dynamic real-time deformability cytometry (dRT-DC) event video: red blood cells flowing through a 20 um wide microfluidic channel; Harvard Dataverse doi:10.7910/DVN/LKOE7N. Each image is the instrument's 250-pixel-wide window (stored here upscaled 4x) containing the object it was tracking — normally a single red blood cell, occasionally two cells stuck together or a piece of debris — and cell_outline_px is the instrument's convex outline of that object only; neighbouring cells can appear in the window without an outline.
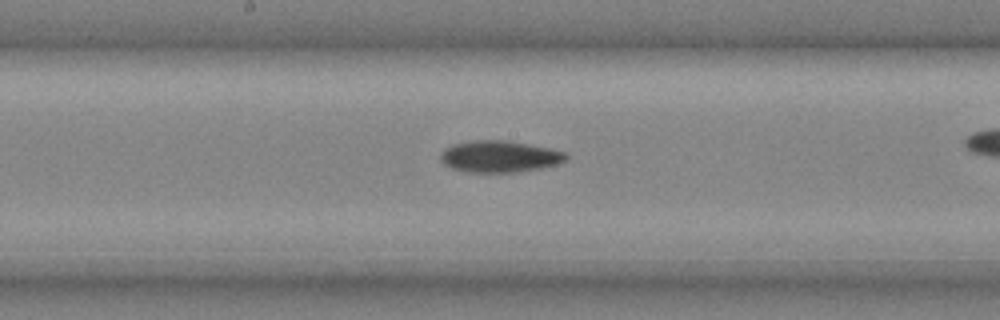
{"species": "common noctule bat (a hibernating species)", "species_latin": "Nyctalus noctula", "temperature_condition": "cold", "stored_images_in_passage": 26, "camera_frame_rate_fps": 3000, "um_per_image_px": 0.085, "animal": {"sex": "male", "body_mass_g": 20.4}, "frame": {"image": 1, "passage_image": 15, "time_ms": 4.667, "image_size_px": [1000, 320], "cell_outline_px": [[568, 160], [556, 164], [540, 168], [516, 172], [468, 172], [452, 168], [444, 164], [440, 160], [440, 152], [444, 148], [452, 144], [476, 140], [504, 140], [552, 148], [568, 152]], "centroid_in_image_um": [42.47, 13.29], "position_along_channel_um": 205.7, "area_um2": 23.29}}
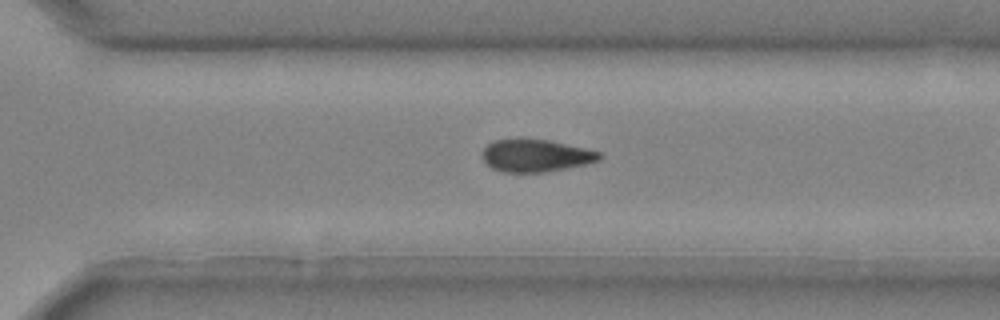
{"frame": {"image": 2, "passage_image": 22, "time_ms": 7.0, "image_size_px": [1000, 320], "cell_outline_px": [[604, 156], [600, 160], [568, 168], [544, 172], [504, 172], [492, 168], [484, 160], [484, 148], [488, 144], [496, 140], [548, 140], [584, 148], [600, 152]], "centroid_in_image_um": [45.59, 13.24], "position_along_channel_um": 325.0, "area_um2": 21.62}}